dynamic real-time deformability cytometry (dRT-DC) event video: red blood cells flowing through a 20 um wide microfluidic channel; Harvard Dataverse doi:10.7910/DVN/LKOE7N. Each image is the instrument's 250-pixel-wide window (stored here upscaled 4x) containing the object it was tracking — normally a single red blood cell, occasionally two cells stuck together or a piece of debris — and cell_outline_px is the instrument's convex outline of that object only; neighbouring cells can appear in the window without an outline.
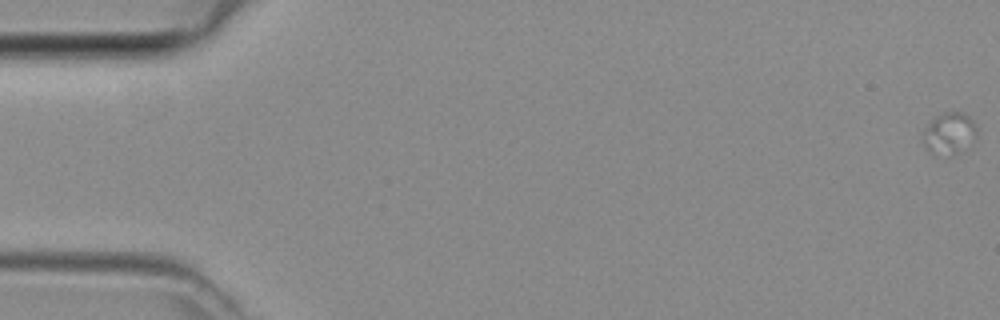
{"species": "common noctule bat (a hibernating species)", "species_latin": "Nyctalus noctula", "temperature_condition": "room temperature", "stored_images_in_passage": 6, "camera_frame_rate_fps": 3000, "um_per_image_px": 0.085, "animal": {"sex": "female", "body_mass_g": 29.2, "forearm_length_mm": 56.3}, "frame": {"image": 1, "passage_image": 1, "time_ms": 0.0, "image_size_px": [1000, 320], "cell_outline_px": [[976, 140], [952, 156], [928, 152], [924, 140], [924, 128], [936, 116], [944, 112], [964, 112], [972, 120], [976, 128]], "centroid_in_image_um": [80.71, 11.33], "position_along_channel_um": 4.3, "area_um2": 12.95}}